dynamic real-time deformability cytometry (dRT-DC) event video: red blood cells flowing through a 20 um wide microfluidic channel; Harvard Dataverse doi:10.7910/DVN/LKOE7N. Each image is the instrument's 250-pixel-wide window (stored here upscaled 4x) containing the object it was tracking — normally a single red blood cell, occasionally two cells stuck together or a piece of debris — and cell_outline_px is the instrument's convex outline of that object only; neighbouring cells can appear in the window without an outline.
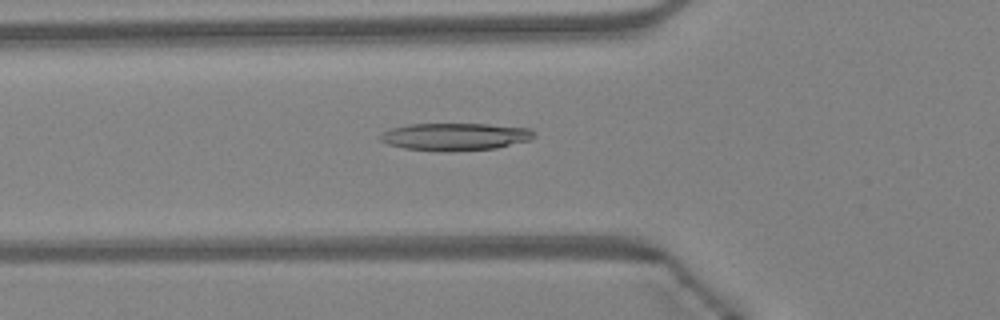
{"species": "Egyptian fruit bat (a non-hibernating species)", "species_latin": "Rousettus aegyptiacus", "temperature_condition": "warm", "stored_images_in_passage": 47, "camera_frame_rate_fps": 3000, "um_per_image_px": 0.085, "animal": {"sex": "female"}, "frame": {"image": 1, "passage_image": 17, "time_ms": 5.333, "image_size_px": [1000, 320], "cell_outline_px": [[536, 136], [528, 140], [496, 148], [404, 148], [388, 144], [380, 140], [380, 136], [384, 132], [392, 128], [408, 124], [488, 124], [528, 128]], "centroid_in_image_um": [38.69, 11.56], "position_along_channel_um": 87.1, "area_um2": 23.06}}
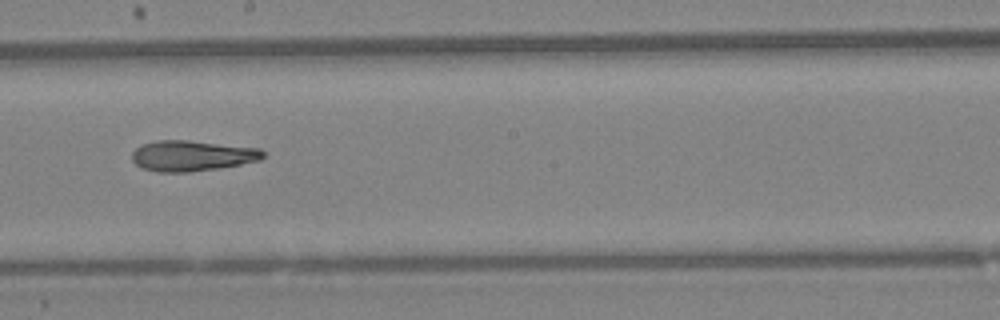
{"frame": {"image": 2, "passage_image": 27, "time_ms": 8.667, "image_size_px": [1000, 320], "cell_outline_px": [[264, 156], [260, 160], [240, 164], [216, 168], [188, 172], [156, 172], [140, 168], [132, 160], [132, 152], [140, 144], [156, 140], [188, 140], [260, 148], [264, 152]], "centroid_in_image_um": [16.27, 13.23], "position_along_channel_um": 231.9, "area_um2": 23.47}}
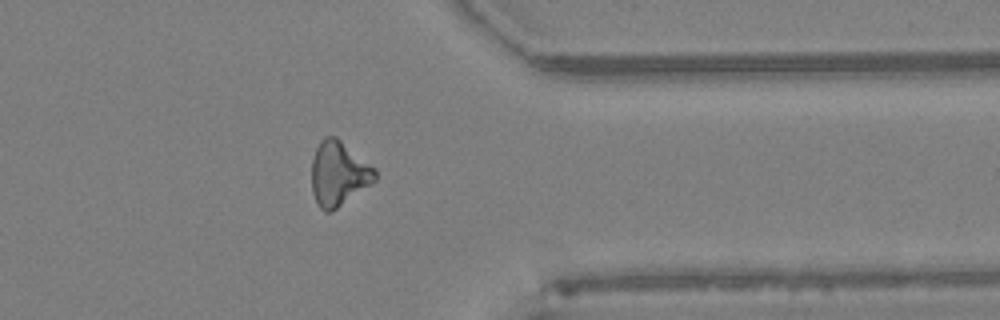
{"frame": {"image": 3, "passage_image": 38, "time_ms": 12.333, "image_size_px": [1000, 320], "cell_outline_px": [[376, 180], [332, 212], [324, 212], [320, 208], [312, 192], [312, 160], [316, 148], [320, 140], [324, 136], [336, 136], [376, 168]], "centroid_in_image_um": [28.78, 14.75], "position_along_channel_um": 382.6, "area_um2": 23.87}, "authors_computed_cell_mechanics": {"area_um2": 23.4668, "velocity_mm_per_s": 4.3576, "shape_relaxation_time_tau1_ms": null, "shape_relaxation_time_tau2_ms": 11.1853, "deformation_change_tau1": null, "deformation_change_tau2": 0.3193}}